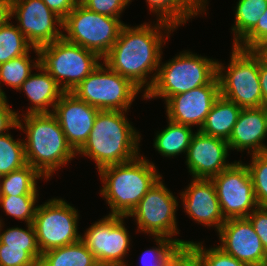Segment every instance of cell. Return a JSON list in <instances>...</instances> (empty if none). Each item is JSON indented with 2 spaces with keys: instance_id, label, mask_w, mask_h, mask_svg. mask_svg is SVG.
Returning <instances> with one entry per match:
<instances>
[{
  "instance_id": "c3c4849f",
  "label": "cell",
  "mask_w": 267,
  "mask_h": 266,
  "mask_svg": "<svg viewBox=\"0 0 267 266\" xmlns=\"http://www.w3.org/2000/svg\"><path fill=\"white\" fill-rule=\"evenodd\" d=\"M96 266H106V265H103V264H99V263H98Z\"/></svg>"
},
{
  "instance_id": "ba28073f",
  "label": "cell",
  "mask_w": 267,
  "mask_h": 266,
  "mask_svg": "<svg viewBox=\"0 0 267 266\" xmlns=\"http://www.w3.org/2000/svg\"><path fill=\"white\" fill-rule=\"evenodd\" d=\"M124 24L121 18L98 14L84 5H76L63 19V30L66 31L63 38L103 59L117 41Z\"/></svg>"
},
{
  "instance_id": "277c9868",
  "label": "cell",
  "mask_w": 267,
  "mask_h": 266,
  "mask_svg": "<svg viewBox=\"0 0 267 266\" xmlns=\"http://www.w3.org/2000/svg\"><path fill=\"white\" fill-rule=\"evenodd\" d=\"M138 156L132 161L100 169V194L111 209L108 215L128 217L161 177L153 162Z\"/></svg>"
},
{
  "instance_id": "8d00e7d4",
  "label": "cell",
  "mask_w": 267,
  "mask_h": 266,
  "mask_svg": "<svg viewBox=\"0 0 267 266\" xmlns=\"http://www.w3.org/2000/svg\"><path fill=\"white\" fill-rule=\"evenodd\" d=\"M0 266H39V263L23 248L0 243Z\"/></svg>"
},
{
  "instance_id": "d590c367",
  "label": "cell",
  "mask_w": 267,
  "mask_h": 266,
  "mask_svg": "<svg viewBox=\"0 0 267 266\" xmlns=\"http://www.w3.org/2000/svg\"><path fill=\"white\" fill-rule=\"evenodd\" d=\"M259 18L256 26L236 45V47L250 51H260L267 45V9Z\"/></svg>"
},
{
  "instance_id": "7402d4cb",
  "label": "cell",
  "mask_w": 267,
  "mask_h": 266,
  "mask_svg": "<svg viewBox=\"0 0 267 266\" xmlns=\"http://www.w3.org/2000/svg\"><path fill=\"white\" fill-rule=\"evenodd\" d=\"M208 0H146L149 11L176 29L200 14H206ZM207 6V7H206Z\"/></svg>"
},
{
  "instance_id": "e575fe53",
  "label": "cell",
  "mask_w": 267,
  "mask_h": 266,
  "mask_svg": "<svg viewBox=\"0 0 267 266\" xmlns=\"http://www.w3.org/2000/svg\"><path fill=\"white\" fill-rule=\"evenodd\" d=\"M188 246L199 256L204 266H248L225 253L217 245L205 248L202 242L191 240Z\"/></svg>"
},
{
  "instance_id": "7a4b0ae2",
  "label": "cell",
  "mask_w": 267,
  "mask_h": 266,
  "mask_svg": "<svg viewBox=\"0 0 267 266\" xmlns=\"http://www.w3.org/2000/svg\"><path fill=\"white\" fill-rule=\"evenodd\" d=\"M128 111L99 110L94 126L76 155L96 163V169L122 164L140 156L141 135L127 119Z\"/></svg>"
},
{
  "instance_id": "52a82bcc",
  "label": "cell",
  "mask_w": 267,
  "mask_h": 266,
  "mask_svg": "<svg viewBox=\"0 0 267 266\" xmlns=\"http://www.w3.org/2000/svg\"><path fill=\"white\" fill-rule=\"evenodd\" d=\"M38 50L40 65L64 92H72L102 60L96 53L64 38Z\"/></svg>"
},
{
  "instance_id": "f1b7e54d",
  "label": "cell",
  "mask_w": 267,
  "mask_h": 266,
  "mask_svg": "<svg viewBox=\"0 0 267 266\" xmlns=\"http://www.w3.org/2000/svg\"><path fill=\"white\" fill-rule=\"evenodd\" d=\"M9 20L0 27V64L31 52L34 48L17 25Z\"/></svg>"
},
{
  "instance_id": "2e32d148",
  "label": "cell",
  "mask_w": 267,
  "mask_h": 266,
  "mask_svg": "<svg viewBox=\"0 0 267 266\" xmlns=\"http://www.w3.org/2000/svg\"><path fill=\"white\" fill-rule=\"evenodd\" d=\"M220 96L217 76L207 85L174 95L166 102L167 120L190 127L203 126L215 100Z\"/></svg>"
},
{
  "instance_id": "8fae6325",
  "label": "cell",
  "mask_w": 267,
  "mask_h": 266,
  "mask_svg": "<svg viewBox=\"0 0 267 266\" xmlns=\"http://www.w3.org/2000/svg\"><path fill=\"white\" fill-rule=\"evenodd\" d=\"M78 220V209L62 198L39 204L32 224L41 253L80 241Z\"/></svg>"
},
{
  "instance_id": "f6af8a7d",
  "label": "cell",
  "mask_w": 267,
  "mask_h": 266,
  "mask_svg": "<svg viewBox=\"0 0 267 266\" xmlns=\"http://www.w3.org/2000/svg\"><path fill=\"white\" fill-rule=\"evenodd\" d=\"M259 52L263 55V58L267 61V45L264 46Z\"/></svg>"
},
{
  "instance_id": "9c48e42d",
  "label": "cell",
  "mask_w": 267,
  "mask_h": 266,
  "mask_svg": "<svg viewBox=\"0 0 267 266\" xmlns=\"http://www.w3.org/2000/svg\"><path fill=\"white\" fill-rule=\"evenodd\" d=\"M142 91L128 78L99 64L72 93L87 104L107 111H127Z\"/></svg>"
},
{
  "instance_id": "7c38bea8",
  "label": "cell",
  "mask_w": 267,
  "mask_h": 266,
  "mask_svg": "<svg viewBox=\"0 0 267 266\" xmlns=\"http://www.w3.org/2000/svg\"><path fill=\"white\" fill-rule=\"evenodd\" d=\"M211 180L225 220L247 218L258 207L246 163L234 161Z\"/></svg>"
},
{
  "instance_id": "484cf974",
  "label": "cell",
  "mask_w": 267,
  "mask_h": 266,
  "mask_svg": "<svg viewBox=\"0 0 267 266\" xmlns=\"http://www.w3.org/2000/svg\"><path fill=\"white\" fill-rule=\"evenodd\" d=\"M44 177L31 165L0 177V196L39 195L37 180Z\"/></svg>"
},
{
  "instance_id": "5bb4252c",
  "label": "cell",
  "mask_w": 267,
  "mask_h": 266,
  "mask_svg": "<svg viewBox=\"0 0 267 266\" xmlns=\"http://www.w3.org/2000/svg\"><path fill=\"white\" fill-rule=\"evenodd\" d=\"M14 16L18 29L34 48L63 38V19L42 0H11V18Z\"/></svg>"
},
{
  "instance_id": "603a6c76",
  "label": "cell",
  "mask_w": 267,
  "mask_h": 266,
  "mask_svg": "<svg viewBox=\"0 0 267 266\" xmlns=\"http://www.w3.org/2000/svg\"><path fill=\"white\" fill-rule=\"evenodd\" d=\"M241 110L240 106L220 95L213 103L200 131L228 141Z\"/></svg>"
},
{
  "instance_id": "4316f807",
  "label": "cell",
  "mask_w": 267,
  "mask_h": 266,
  "mask_svg": "<svg viewBox=\"0 0 267 266\" xmlns=\"http://www.w3.org/2000/svg\"><path fill=\"white\" fill-rule=\"evenodd\" d=\"M37 56L36 59L31 60L30 53L11 59L5 63L0 64V97H7L5 91L2 90L1 83L6 84L12 89L18 91L21 85L32 74V69H36L40 64V54L38 49L33 51Z\"/></svg>"
},
{
  "instance_id": "bcb514c9",
  "label": "cell",
  "mask_w": 267,
  "mask_h": 266,
  "mask_svg": "<svg viewBox=\"0 0 267 266\" xmlns=\"http://www.w3.org/2000/svg\"><path fill=\"white\" fill-rule=\"evenodd\" d=\"M87 0H74L76 5H83Z\"/></svg>"
},
{
  "instance_id": "f546056e",
  "label": "cell",
  "mask_w": 267,
  "mask_h": 266,
  "mask_svg": "<svg viewBox=\"0 0 267 266\" xmlns=\"http://www.w3.org/2000/svg\"><path fill=\"white\" fill-rule=\"evenodd\" d=\"M4 226V221H2L0 226V243L7 247L23 248L39 263L42 253L37 243L33 224H26V229L22 227H9L2 231Z\"/></svg>"
},
{
  "instance_id": "e0dca14e",
  "label": "cell",
  "mask_w": 267,
  "mask_h": 266,
  "mask_svg": "<svg viewBox=\"0 0 267 266\" xmlns=\"http://www.w3.org/2000/svg\"><path fill=\"white\" fill-rule=\"evenodd\" d=\"M229 150L226 140L197 130L185 156L188 172L194 179L213 178L234 163L227 160Z\"/></svg>"
},
{
  "instance_id": "d4e9b609",
  "label": "cell",
  "mask_w": 267,
  "mask_h": 266,
  "mask_svg": "<svg viewBox=\"0 0 267 266\" xmlns=\"http://www.w3.org/2000/svg\"><path fill=\"white\" fill-rule=\"evenodd\" d=\"M96 257L80 240L42 253L39 266H96Z\"/></svg>"
},
{
  "instance_id": "1f68e13d",
  "label": "cell",
  "mask_w": 267,
  "mask_h": 266,
  "mask_svg": "<svg viewBox=\"0 0 267 266\" xmlns=\"http://www.w3.org/2000/svg\"><path fill=\"white\" fill-rule=\"evenodd\" d=\"M39 195L0 196V208L6 215L32 223Z\"/></svg>"
},
{
  "instance_id": "836d02e7",
  "label": "cell",
  "mask_w": 267,
  "mask_h": 266,
  "mask_svg": "<svg viewBox=\"0 0 267 266\" xmlns=\"http://www.w3.org/2000/svg\"><path fill=\"white\" fill-rule=\"evenodd\" d=\"M153 239L158 246L142 253V266H168L171 258L183 247L167 237H153Z\"/></svg>"
},
{
  "instance_id": "83f0119b",
  "label": "cell",
  "mask_w": 267,
  "mask_h": 266,
  "mask_svg": "<svg viewBox=\"0 0 267 266\" xmlns=\"http://www.w3.org/2000/svg\"><path fill=\"white\" fill-rule=\"evenodd\" d=\"M267 9V0H238L235 7V21L231 27L233 46H236L257 24Z\"/></svg>"
},
{
  "instance_id": "ab89813d",
  "label": "cell",
  "mask_w": 267,
  "mask_h": 266,
  "mask_svg": "<svg viewBox=\"0 0 267 266\" xmlns=\"http://www.w3.org/2000/svg\"><path fill=\"white\" fill-rule=\"evenodd\" d=\"M247 218L267 251V207L258 206Z\"/></svg>"
},
{
  "instance_id": "b9f144b4",
  "label": "cell",
  "mask_w": 267,
  "mask_h": 266,
  "mask_svg": "<svg viewBox=\"0 0 267 266\" xmlns=\"http://www.w3.org/2000/svg\"><path fill=\"white\" fill-rule=\"evenodd\" d=\"M50 10L64 19L76 6L74 0H42Z\"/></svg>"
},
{
  "instance_id": "ffe728a7",
  "label": "cell",
  "mask_w": 267,
  "mask_h": 266,
  "mask_svg": "<svg viewBox=\"0 0 267 266\" xmlns=\"http://www.w3.org/2000/svg\"><path fill=\"white\" fill-rule=\"evenodd\" d=\"M267 109L248 108L242 109L232 134L227 141L230 150L243 152L249 155L267 152ZM251 152V153H250Z\"/></svg>"
},
{
  "instance_id": "6da1fadb",
  "label": "cell",
  "mask_w": 267,
  "mask_h": 266,
  "mask_svg": "<svg viewBox=\"0 0 267 266\" xmlns=\"http://www.w3.org/2000/svg\"><path fill=\"white\" fill-rule=\"evenodd\" d=\"M151 24L144 22L134 27L124 24L117 41L102 60L143 91V99L155 81L165 40L176 30L173 25L161 20Z\"/></svg>"
},
{
  "instance_id": "f35d334b",
  "label": "cell",
  "mask_w": 267,
  "mask_h": 266,
  "mask_svg": "<svg viewBox=\"0 0 267 266\" xmlns=\"http://www.w3.org/2000/svg\"><path fill=\"white\" fill-rule=\"evenodd\" d=\"M19 116V112L9 106L7 97H0V135L9 133L10 129H19Z\"/></svg>"
},
{
  "instance_id": "30bf717a",
  "label": "cell",
  "mask_w": 267,
  "mask_h": 266,
  "mask_svg": "<svg viewBox=\"0 0 267 266\" xmlns=\"http://www.w3.org/2000/svg\"><path fill=\"white\" fill-rule=\"evenodd\" d=\"M161 176L140 200L128 217H133L137 232L153 237H167L181 246H188L189 240L172 238L179 233L176 212L177 197L165 186Z\"/></svg>"
},
{
  "instance_id": "74e56055",
  "label": "cell",
  "mask_w": 267,
  "mask_h": 266,
  "mask_svg": "<svg viewBox=\"0 0 267 266\" xmlns=\"http://www.w3.org/2000/svg\"><path fill=\"white\" fill-rule=\"evenodd\" d=\"M132 0H87L83 5L95 13L120 18Z\"/></svg>"
},
{
  "instance_id": "cb8c5ba5",
  "label": "cell",
  "mask_w": 267,
  "mask_h": 266,
  "mask_svg": "<svg viewBox=\"0 0 267 266\" xmlns=\"http://www.w3.org/2000/svg\"><path fill=\"white\" fill-rule=\"evenodd\" d=\"M167 121V127L155 133L156 136L153 139L155 150L161 156L168 158L179 156L182 153L186 155L195 132L190 126Z\"/></svg>"
},
{
  "instance_id": "d6986e66",
  "label": "cell",
  "mask_w": 267,
  "mask_h": 266,
  "mask_svg": "<svg viewBox=\"0 0 267 266\" xmlns=\"http://www.w3.org/2000/svg\"><path fill=\"white\" fill-rule=\"evenodd\" d=\"M180 192L184 212L198 224L213 227L218 232L226 221L222 215L215 186L211 179L190 180Z\"/></svg>"
},
{
  "instance_id": "4dcf8cb0",
  "label": "cell",
  "mask_w": 267,
  "mask_h": 266,
  "mask_svg": "<svg viewBox=\"0 0 267 266\" xmlns=\"http://www.w3.org/2000/svg\"><path fill=\"white\" fill-rule=\"evenodd\" d=\"M26 164L24 138L15 140L10 133L0 135V177Z\"/></svg>"
},
{
  "instance_id": "ac0fdd59",
  "label": "cell",
  "mask_w": 267,
  "mask_h": 266,
  "mask_svg": "<svg viewBox=\"0 0 267 266\" xmlns=\"http://www.w3.org/2000/svg\"><path fill=\"white\" fill-rule=\"evenodd\" d=\"M98 112V108L78 99L72 92H64L55 104L52 114L75 152L87 141Z\"/></svg>"
},
{
  "instance_id": "ee69618b",
  "label": "cell",
  "mask_w": 267,
  "mask_h": 266,
  "mask_svg": "<svg viewBox=\"0 0 267 266\" xmlns=\"http://www.w3.org/2000/svg\"><path fill=\"white\" fill-rule=\"evenodd\" d=\"M11 19V0H0V27Z\"/></svg>"
},
{
  "instance_id": "d6a6232c",
  "label": "cell",
  "mask_w": 267,
  "mask_h": 266,
  "mask_svg": "<svg viewBox=\"0 0 267 266\" xmlns=\"http://www.w3.org/2000/svg\"><path fill=\"white\" fill-rule=\"evenodd\" d=\"M246 164L254 187L258 206L267 207V152L252 154Z\"/></svg>"
},
{
  "instance_id": "4fadbf2b",
  "label": "cell",
  "mask_w": 267,
  "mask_h": 266,
  "mask_svg": "<svg viewBox=\"0 0 267 266\" xmlns=\"http://www.w3.org/2000/svg\"><path fill=\"white\" fill-rule=\"evenodd\" d=\"M126 218L128 217L106 215L81 235V241L93 253L99 264L129 266L125 256L130 250L131 235L125 227Z\"/></svg>"
},
{
  "instance_id": "3957f363",
  "label": "cell",
  "mask_w": 267,
  "mask_h": 266,
  "mask_svg": "<svg viewBox=\"0 0 267 266\" xmlns=\"http://www.w3.org/2000/svg\"><path fill=\"white\" fill-rule=\"evenodd\" d=\"M21 116L23 118L18 117V126L20 131L26 133V162L47 181L60 167L76 158V152L67 143L65 134L52 113Z\"/></svg>"
},
{
  "instance_id": "7bdbcfd3",
  "label": "cell",
  "mask_w": 267,
  "mask_h": 266,
  "mask_svg": "<svg viewBox=\"0 0 267 266\" xmlns=\"http://www.w3.org/2000/svg\"><path fill=\"white\" fill-rule=\"evenodd\" d=\"M259 83L261 86L263 107L267 109V61L260 53Z\"/></svg>"
},
{
  "instance_id": "9a60e30c",
  "label": "cell",
  "mask_w": 267,
  "mask_h": 266,
  "mask_svg": "<svg viewBox=\"0 0 267 266\" xmlns=\"http://www.w3.org/2000/svg\"><path fill=\"white\" fill-rule=\"evenodd\" d=\"M217 233L225 253L248 266H264L267 251L248 218L227 219Z\"/></svg>"
},
{
  "instance_id": "7dc6e473",
  "label": "cell",
  "mask_w": 267,
  "mask_h": 266,
  "mask_svg": "<svg viewBox=\"0 0 267 266\" xmlns=\"http://www.w3.org/2000/svg\"><path fill=\"white\" fill-rule=\"evenodd\" d=\"M264 266H267V256H266V261H265V264H264Z\"/></svg>"
},
{
  "instance_id": "44dd1931",
  "label": "cell",
  "mask_w": 267,
  "mask_h": 266,
  "mask_svg": "<svg viewBox=\"0 0 267 266\" xmlns=\"http://www.w3.org/2000/svg\"><path fill=\"white\" fill-rule=\"evenodd\" d=\"M33 73L21 85L18 91H24L31 105L24 114L52 113L55 104L64 91L51 75L39 64ZM51 108V109H50Z\"/></svg>"
},
{
  "instance_id": "5b68a950",
  "label": "cell",
  "mask_w": 267,
  "mask_h": 266,
  "mask_svg": "<svg viewBox=\"0 0 267 266\" xmlns=\"http://www.w3.org/2000/svg\"><path fill=\"white\" fill-rule=\"evenodd\" d=\"M218 60L185 50L167 62L160 61L152 87L144 99L170 97L209 84L217 76Z\"/></svg>"
},
{
  "instance_id": "8992f818",
  "label": "cell",
  "mask_w": 267,
  "mask_h": 266,
  "mask_svg": "<svg viewBox=\"0 0 267 266\" xmlns=\"http://www.w3.org/2000/svg\"><path fill=\"white\" fill-rule=\"evenodd\" d=\"M228 65L217 62L220 95L242 109L263 107L259 83L260 52L232 45Z\"/></svg>"
},
{
  "instance_id": "60d3db41",
  "label": "cell",
  "mask_w": 267,
  "mask_h": 266,
  "mask_svg": "<svg viewBox=\"0 0 267 266\" xmlns=\"http://www.w3.org/2000/svg\"><path fill=\"white\" fill-rule=\"evenodd\" d=\"M168 266H204L199 256L189 247H182L170 260Z\"/></svg>"
}]
</instances>
